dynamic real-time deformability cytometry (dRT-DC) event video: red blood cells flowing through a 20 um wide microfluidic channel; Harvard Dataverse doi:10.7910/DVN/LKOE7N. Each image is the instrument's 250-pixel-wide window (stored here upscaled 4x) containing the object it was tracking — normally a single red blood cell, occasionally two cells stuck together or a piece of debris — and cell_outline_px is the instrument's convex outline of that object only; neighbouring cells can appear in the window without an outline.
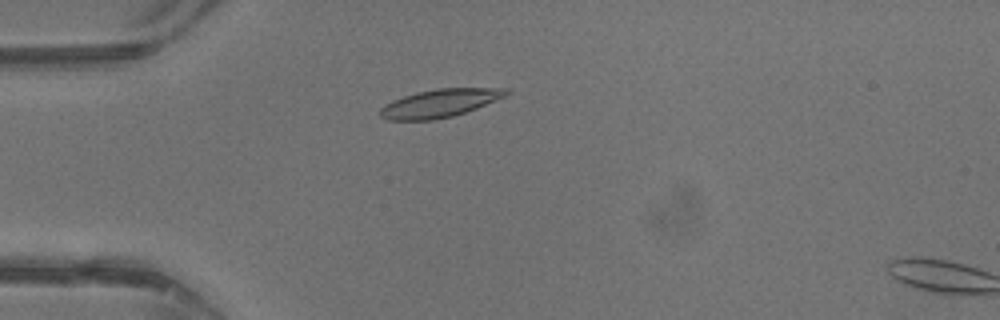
{"species": "common noctule bat (a hibernating species)", "species_latin": "Nyctalus noctula", "temperature_condition": "warm", "stored_images_in_passage": 41, "camera_frame_rate_fps": 3000, "um_per_image_px": 0.085, "animal": {"sex": "male", "body_mass_g": 13.3}, "frame": {"image": 1, "passage_image": 10, "time_ms": 3.0, "image_size_px": [1000, 320], "cell_outline_px": [[512, 92], [508, 96], [476, 108], [452, 116], [432, 120], [388, 120], [380, 116], [380, 108], [384, 104], [392, 100], [416, 92], [436, 88], [508, 88]], "centroid_in_image_um": [37.41, 8.76], "position_along_channel_um": 47.6, "area_um2": 20.75}}
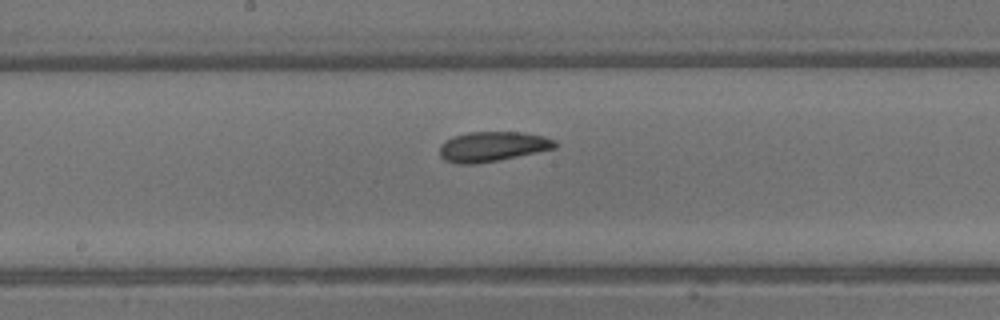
{"frame": {"image": 2, "passage_image": 21, "time_ms": 6.667, "image_size_px": [1000, 320], "cell_outline_px": [[556, 148], [500, 160], [476, 164], [456, 164], [444, 160], [440, 156], [440, 144], [444, 140], [468, 132], [520, 132], [544, 136], [556, 140]], "centroid_in_image_um": [41.84, 12.46], "position_along_channel_um": 206.4, "area_um2": 20.23}}
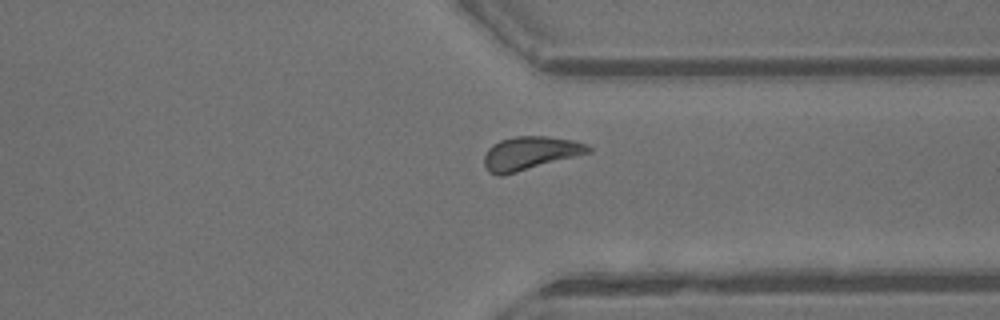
{"frame": {"image": 3, "passage_image": 31, "time_ms": 10.0, "image_size_px": [1000, 320], "cell_outline_px": [[592, 152], [516, 172], [500, 176], [496, 176], [488, 172], [484, 164], [484, 156], [488, 148], [492, 144], [500, 140], [516, 136], [544, 136], [572, 140], [588, 144], [592, 148]], "centroid_in_image_um": [45.04, 13.02], "position_along_channel_um": 366.4, "area_um2": 20.23}, "authors_computed_cell_mechanics": {"area_um2": 19.7676, "velocity_mm_per_s": 4.8165, "shape_relaxation_time_tau1_ms": 3.1239, "shape_relaxation_time_tau2_ms": 6.784, "deformation_change_tau1": 0.1134, "deformation_change_tau2": 0.176}}